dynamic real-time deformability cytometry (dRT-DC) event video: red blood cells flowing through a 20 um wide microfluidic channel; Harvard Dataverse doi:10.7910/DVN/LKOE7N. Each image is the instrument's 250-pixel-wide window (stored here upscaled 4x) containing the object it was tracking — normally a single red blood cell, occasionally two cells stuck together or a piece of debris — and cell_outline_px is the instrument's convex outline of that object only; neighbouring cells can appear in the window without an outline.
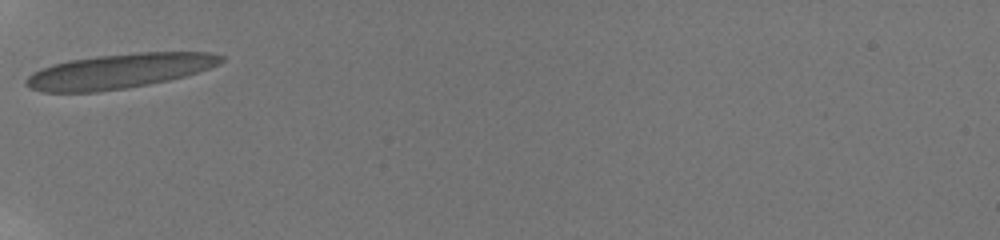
{"species": "human", "species_latin": "Homo sapiens", "temperature_condition": "room temperature", "stored_images_in_passage": 2, "camera_frame_rate_fps": 3000, "um_per_image_px": 0.085, "donor": {"sex": "male"}, "frame": {"image": 1, "passage_image": 1, "time_ms": 0.0, "image_size_px": [1000, 240], "cell_outline_px": [[224, 60], [220, 64], [184, 76], [168, 80], [128, 88], [100, 92], [40, 92], [28, 88], [24, 84], [24, 80], [32, 72], [40, 68], [52, 64], [68, 60], [96, 56], [136, 52], [212, 52], [224, 56]], "centroid_in_image_um": [10.08, 6.04], "position_along_channel_um": 74.9, "area_um2": 39.77}}